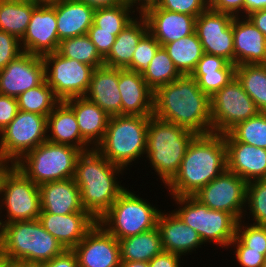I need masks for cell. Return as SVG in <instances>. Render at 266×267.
<instances>
[{
	"instance_id": "6da1fadb",
	"label": "cell",
	"mask_w": 266,
	"mask_h": 267,
	"mask_svg": "<svg viewBox=\"0 0 266 267\" xmlns=\"http://www.w3.org/2000/svg\"><path fill=\"white\" fill-rule=\"evenodd\" d=\"M153 116L196 134L212 133L211 101L191 75L154 91Z\"/></svg>"
},
{
	"instance_id": "7a4b0ae2",
	"label": "cell",
	"mask_w": 266,
	"mask_h": 267,
	"mask_svg": "<svg viewBox=\"0 0 266 267\" xmlns=\"http://www.w3.org/2000/svg\"><path fill=\"white\" fill-rule=\"evenodd\" d=\"M227 169L224 134H197L176 175L164 186L170 196H193Z\"/></svg>"
},
{
	"instance_id": "3957f363",
	"label": "cell",
	"mask_w": 266,
	"mask_h": 267,
	"mask_svg": "<svg viewBox=\"0 0 266 267\" xmlns=\"http://www.w3.org/2000/svg\"><path fill=\"white\" fill-rule=\"evenodd\" d=\"M123 173V168L109 162L96 148L79 154L74 179L80 189L83 209L96 221L126 189L118 180Z\"/></svg>"
},
{
	"instance_id": "277c9868",
	"label": "cell",
	"mask_w": 266,
	"mask_h": 267,
	"mask_svg": "<svg viewBox=\"0 0 266 267\" xmlns=\"http://www.w3.org/2000/svg\"><path fill=\"white\" fill-rule=\"evenodd\" d=\"M65 250L38 219L0 226V254L9 262L45 263Z\"/></svg>"
},
{
	"instance_id": "5b68a950",
	"label": "cell",
	"mask_w": 266,
	"mask_h": 267,
	"mask_svg": "<svg viewBox=\"0 0 266 267\" xmlns=\"http://www.w3.org/2000/svg\"><path fill=\"white\" fill-rule=\"evenodd\" d=\"M197 134L157 117L149 118L145 157L165 186L178 172L192 139Z\"/></svg>"
},
{
	"instance_id": "8992f818",
	"label": "cell",
	"mask_w": 266,
	"mask_h": 267,
	"mask_svg": "<svg viewBox=\"0 0 266 267\" xmlns=\"http://www.w3.org/2000/svg\"><path fill=\"white\" fill-rule=\"evenodd\" d=\"M150 117L111 116L103 140L96 146V149L112 164L125 171L129 170L133 162L145 157ZM128 165L129 168H127Z\"/></svg>"
},
{
	"instance_id": "52a82bcc",
	"label": "cell",
	"mask_w": 266,
	"mask_h": 267,
	"mask_svg": "<svg viewBox=\"0 0 266 267\" xmlns=\"http://www.w3.org/2000/svg\"><path fill=\"white\" fill-rule=\"evenodd\" d=\"M132 191L128 186L97 221L117 240L156 228L158 217L163 211Z\"/></svg>"
},
{
	"instance_id": "ba28073f",
	"label": "cell",
	"mask_w": 266,
	"mask_h": 267,
	"mask_svg": "<svg viewBox=\"0 0 266 267\" xmlns=\"http://www.w3.org/2000/svg\"><path fill=\"white\" fill-rule=\"evenodd\" d=\"M178 209L173 211L195 230L203 243L227 248L236 236L238 220L226 211L209 209L193 196H171Z\"/></svg>"
},
{
	"instance_id": "9c48e42d",
	"label": "cell",
	"mask_w": 266,
	"mask_h": 267,
	"mask_svg": "<svg viewBox=\"0 0 266 267\" xmlns=\"http://www.w3.org/2000/svg\"><path fill=\"white\" fill-rule=\"evenodd\" d=\"M81 151L73 146L48 141L25 154L14 165L36 185L75 176L76 160Z\"/></svg>"
},
{
	"instance_id": "30bf717a",
	"label": "cell",
	"mask_w": 266,
	"mask_h": 267,
	"mask_svg": "<svg viewBox=\"0 0 266 267\" xmlns=\"http://www.w3.org/2000/svg\"><path fill=\"white\" fill-rule=\"evenodd\" d=\"M2 211H6V213L2 215ZM40 212L41 201L39 185H36L13 165L6 172L2 182L0 226L16 221L36 220Z\"/></svg>"
},
{
	"instance_id": "8fae6325",
	"label": "cell",
	"mask_w": 266,
	"mask_h": 267,
	"mask_svg": "<svg viewBox=\"0 0 266 267\" xmlns=\"http://www.w3.org/2000/svg\"><path fill=\"white\" fill-rule=\"evenodd\" d=\"M45 141H47V117L19 110L0 133V158L15 164Z\"/></svg>"
},
{
	"instance_id": "7c38bea8",
	"label": "cell",
	"mask_w": 266,
	"mask_h": 267,
	"mask_svg": "<svg viewBox=\"0 0 266 267\" xmlns=\"http://www.w3.org/2000/svg\"><path fill=\"white\" fill-rule=\"evenodd\" d=\"M42 58L46 81L60 101L85 96L95 70L93 66L65 58L57 51Z\"/></svg>"
},
{
	"instance_id": "4fadbf2b",
	"label": "cell",
	"mask_w": 266,
	"mask_h": 267,
	"mask_svg": "<svg viewBox=\"0 0 266 267\" xmlns=\"http://www.w3.org/2000/svg\"><path fill=\"white\" fill-rule=\"evenodd\" d=\"M210 101L212 132L218 134L227 133L260 112L236 77L211 96Z\"/></svg>"
},
{
	"instance_id": "5bb4252c",
	"label": "cell",
	"mask_w": 266,
	"mask_h": 267,
	"mask_svg": "<svg viewBox=\"0 0 266 267\" xmlns=\"http://www.w3.org/2000/svg\"><path fill=\"white\" fill-rule=\"evenodd\" d=\"M246 190L247 182L226 169L193 197L209 209L226 211L240 221L245 211Z\"/></svg>"
},
{
	"instance_id": "9a60e30c",
	"label": "cell",
	"mask_w": 266,
	"mask_h": 267,
	"mask_svg": "<svg viewBox=\"0 0 266 267\" xmlns=\"http://www.w3.org/2000/svg\"><path fill=\"white\" fill-rule=\"evenodd\" d=\"M234 16L207 9L195 21V32L204 53L216 55L234 64Z\"/></svg>"
},
{
	"instance_id": "2e32d148",
	"label": "cell",
	"mask_w": 266,
	"mask_h": 267,
	"mask_svg": "<svg viewBox=\"0 0 266 267\" xmlns=\"http://www.w3.org/2000/svg\"><path fill=\"white\" fill-rule=\"evenodd\" d=\"M79 267H119V241L98 222L72 249Z\"/></svg>"
},
{
	"instance_id": "e0dca14e",
	"label": "cell",
	"mask_w": 266,
	"mask_h": 267,
	"mask_svg": "<svg viewBox=\"0 0 266 267\" xmlns=\"http://www.w3.org/2000/svg\"><path fill=\"white\" fill-rule=\"evenodd\" d=\"M45 63L41 56L23 52L0 70V94L17 98L45 80Z\"/></svg>"
},
{
	"instance_id": "ac0fdd59",
	"label": "cell",
	"mask_w": 266,
	"mask_h": 267,
	"mask_svg": "<svg viewBox=\"0 0 266 267\" xmlns=\"http://www.w3.org/2000/svg\"><path fill=\"white\" fill-rule=\"evenodd\" d=\"M59 43L55 5H37L20 41L22 51L43 57L56 52Z\"/></svg>"
},
{
	"instance_id": "d6986e66",
	"label": "cell",
	"mask_w": 266,
	"mask_h": 267,
	"mask_svg": "<svg viewBox=\"0 0 266 267\" xmlns=\"http://www.w3.org/2000/svg\"><path fill=\"white\" fill-rule=\"evenodd\" d=\"M141 14L147 21L149 33L162 47L195 32V16L164 10L156 5Z\"/></svg>"
},
{
	"instance_id": "ffe728a7",
	"label": "cell",
	"mask_w": 266,
	"mask_h": 267,
	"mask_svg": "<svg viewBox=\"0 0 266 267\" xmlns=\"http://www.w3.org/2000/svg\"><path fill=\"white\" fill-rule=\"evenodd\" d=\"M38 220L66 250H72L97 223L84 209L66 215L40 213Z\"/></svg>"
},
{
	"instance_id": "44dd1931",
	"label": "cell",
	"mask_w": 266,
	"mask_h": 267,
	"mask_svg": "<svg viewBox=\"0 0 266 267\" xmlns=\"http://www.w3.org/2000/svg\"><path fill=\"white\" fill-rule=\"evenodd\" d=\"M234 65L266 64V37L247 16L232 21Z\"/></svg>"
},
{
	"instance_id": "7402d4cb",
	"label": "cell",
	"mask_w": 266,
	"mask_h": 267,
	"mask_svg": "<svg viewBox=\"0 0 266 267\" xmlns=\"http://www.w3.org/2000/svg\"><path fill=\"white\" fill-rule=\"evenodd\" d=\"M167 212L161 211L157 221L164 251L186 256L193 251L196 253V249L202 248V245L205 246L199 234L186 225L173 210Z\"/></svg>"
},
{
	"instance_id": "603a6c76",
	"label": "cell",
	"mask_w": 266,
	"mask_h": 267,
	"mask_svg": "<svg viewBox=\"0 0 266 267\" xmlns=\"http://www.w3.org/2000/svg\"><path fill=\"white\" fill-rule=\"evenodd\" d=\"M122 115L153 116L154 91L139 73L118 68Z\"/></svg>"
},
{
	"instance_id": "cb8c5ba5",
	"label": "cell",
	"mask_w": 266,
	"mask_h": 267,
	"mask_svg": "<svg viewBox=\"0 0 266 267\" xmlns=\"http://www.w3.org/2000/svg\"><path fill=\"white\" fill-rule=\"evenodd\" d=\"M227 170L246 182L266 178V149L243 142H225Z\"/></svg>"
},
{
	"instance_id": "d4e9b609",
	"label": "cell",
	"mask_w": 266,
	"mask_h": 267,
	"mask_svg": "<svg viewBox=\"0 0 266 267\" xmlns=\"http://www.w3.org/2000/svg\"><path fill=\"white\" fill-rule=\"evenodd\" d=\"M41 212L66 215L83 210L75 179L50 181L39 185Z\"/></svg>"
},
{
	"instance_id": "484cf974",
	"label": "cell",
	"mask_w": 266,
	"mask_h": 267,
	"mask_svg": "<svg viewBox=\"0 0 266 267\" xmlns=\"http://www.w3.org/2000/svg\"><path fill=\"white\" fill-rule=\"evenodd\" d=\"M97 104L110 117L122 115V100L118 89V68H95L84 96Z\"/></svg>"
},
{
	"instance_id": "4316f807",
	"label": "cell",
	"mask_w": 266,
	"mask_h": 267,
	"mask_svg": "<svg viewBox=\"0 0 266 267\" xmlns=\"http://www.w3.org/2000/svg\"><path fill=\"white\" fill-rule=\"evenodd\" d=\"M47 141L73 146L81 152L93 148L81 136L76 116L64 101H60L47 116Z\"/></svg>"
},
{
	"instance_id": "83f0119b",
	"label": "cell",
	"mask_w": 266,
	"mask_h": 267,
	"mask_svg": "<svg viewBox=\"0 0 266 267\" xmlns=\"http://www.w3.org/2000/svg\"><path fill=\"white\" fill-rule=\"evenodd\" d=\"M74 112L81 136L93 147L103 140L110 116L85 97L64 101Z\"/></svg>"
},
{
	"instance_id": "f1b7e54d",
	"label": "cell",
	"mask_w": 266,
	"mask_h": 267,
	"mask_svg": "<svg viewBox=\"0 0 266 267\" xmlns=\"http://www.w3.org/2000/svg\"><path fill=\"white\" fill-rule=\"evenodd\" d=\"M95 8L77 0L55 4L59 41L86 35L93 24Z\"/></svg>"
},
{
	"instance_id": "f546056e",
	"label": "cell",
	"mask_w": 266,
	"mask_h": 267,
	"mask_svg": "<svg viewBox=\"0 0 266 267\" xmlns=\"http://www.w3.org/2000/svg\"><path fill=\"white\" fill-rule=\"evenodd\" d=\"M138 15L116 36L109 53L104 57L105 66L126 69L131 64L138 42L148 32L145 17L141 13Z\"/></svg>"
},
{
	"instance_id": "4dcf8cb0",
	"label": "cell",
	"mask_w": 266,
	"mask_h": 267,
	"mask_svg": "<svg viewBox=\"0 0 266 267\" xmlns=\"http://www.w3.org/2000/svg\"><path fill=\"white\" fill-rule=\"evenodd\" d=\"M121 262H149L163 249L158 227L134 236L119 239Z\"/></svg>"
},
{
	"instance_id": "1f68e13d",
	"label": "cell",
	"mask_w": 266,
	"mask_h": 267,
	"mask_svg": "<svg viewBox=\"0 0 266 267\" xmlns=\"http://www.w3.org/2000/svg\"><path fill=\"white\" fill-rule=\"evenodd\" d=\"M163 47L181 75H191L204 54L196 32L165 44Z\"/></svg>"
},
{
	"instance_id": "d6a6232c",
	"label": "cell",
	"mask_w": 266,
	"mask_h": 267,
	"mask_svg": "<svg viewBox=\"0 0 266 267\" xmlns=\"http://www.w3.org/2000/svg\"><path fill=\"white\" fill-rule=\"evenodd\" d=\"M36 6L35 2L0 0V30L21 41Z\"/></svg>"
},
{
	"instance_id": "836d02e7",
	"label": "cell",
	"mask_w": 266,
	"mask_h": 267,
	"mask_svg": "<svg viewBox=\"0 0 266 267\" xmlns=\"http://www.w3.org/2000/svg\"><path fill=\"white\" fill-rule=\"evenodd\" d=\"M235 77L260 112L266 113V64L236 66Z\"/></svg>"
},
{
	"instance_id": "e575fe53",
	"label": "cell",
	"mask_w": 266,
	"mask_h": 267,
	"mask_svg": "<svg viewBox=\"0 0 266 267\" xmlns=\"http://www.w3.org/2000/svg\"><path fill=\"white\" fill-rule=\"evenodd\" d=\"M225 142H243L266 149V113L239 122L224 134Z\"/></svg>"
},
{
	"instance_id": "d590c367",
	"label": "cell",
	"mask_w": 266,
	"mask_h": 267,
	"mask_svg": "<svg viewBox=\"0 0 266 267\" xmlns=\"http://www.w3.org/2000/svg\"><path fill=\"white\" fill-rule=\"evenodd\" d=\"M57 52L65 58L75 59L94 68L104 66V58L87 34L60 41Z\"/></svg>"
},
{
	"instance_id": "8d00e7d4",
	"label": "cell",
	"mask_w": 266,
	"mask_h": 267,
	"mask_svg": "<svg viewBox=\"0 0 266 267\" xmlns=\"http://www.w3.org/2000/svg\"><path fill=\"white\" fill-rule=\"evenodd\" d=\"M137 14L139 12H137L135 6L129 3L95 8L93 24L98 27V31L121 32Z\"/></svg>"
},
{
	"instance_id": "74e56055",
	"label": "cell",
	"mask_w": 266,
	"mask_h": 267,
	"mask_svg": "<svg viewBox=\"0 0 266 267\" xmlns=\"http://www.w3.org/2000/svg\"><path fill=\"white\" fill-rule=\"evenodd\" d=\"M16 99L19 110L37 113L46 117L60 102L46 79L40 85L23 92Z\"/></svg>"
},
{
	"instance_id": "f35d334b",
	"label": "cell",
	"mask_w": 266,
	"mask_h": 267,
	"mask_svg": "<svg viewBox=\"0 0 266 267\" xmlns=\"http://www.w3.org/2000/svg\"><path fill=\"white\" fill-rule=\"evenodd\" d=\"M181 74L175 68L173 61L169 57L164 47H160L151 62L148 69L142 75L147 85L155 91L160 86L169 84L179 78Z\"/></svg>"
},
{
	"instance_id": "ab89813d",
	"label": "cell",
	"mask_w": 266,
	"mask_h": 267,
	"mask_svg": "<svg viewBox=\"0 0 266 267\" xmlns=\"http://www.w3.org/2000/svg\"><path fill=\"white\" fill-rule=\"evenodd\" d=\"M250 217L251 223L266 226V178L247 182L246 205L242 219Z\"/></svg>"
},
{
	"instance_id": "60d3db41",
	"label": "cell",
	"mask_w": 266,
	"mask_h": 267,
	"mask_svg": "<svg viewBox=\"0 0 266 267\" xmlns=\"http://www.w3.org/2000/svg\"><path fill=\"white\" fill-rule=\"evenodd\" d=\"M160 47V43L148 31L138 42L131 64L126 69L143 75Z\"/></svg>"
},
{
	"instance_id": "b9f144b4",
	"label": "cell",
	"mask_w": 266,
	"mask_h": 267,
	"mask_svg": "<svg viewBox=\"0 0 266 267\" xmlns=\"http://www.w3.org/2000/svg\"><path fill=\"white\" fill-rule=\"evenodd\" d=\"M249 222L244 219L238 221L236 237L250 250L262 251L266 256V226Z\"/></svg>"
},
{
	"instance_id": "7bdbcfd3",
	"label": "cell",
	"mask_w": 266,
	"mask_h": 267,
	"mask_svg": "<svg viewBox=\"0 0 266 267\" xmlns=\"http://www.w3.org/2000/svg\"><path fill=\"white\" fill-rule=\"evenodd\" d=\"M236 70H216L211 73H191L199 88L209 97L226 86L234 77Z\"/></svg>"
},
{
	"instance_id": "ee69618b",
	"label": "cell",
	"mask_w": 266,
	"mask_h": 267,
	"mask_svg": "<svg viewBox=\"0 0 266 267\" xmlns=\"http://www.w3.org/2000/svg\"><path fill=\"white\" fill-rule=\"evenodd\" d=\"M164 10L195 16L209 8V0H159L156 4Z\"/></svg>"
},
{
	"instance_id": "f6af8a7d",
	"label": "cell",
	"mask_w": 266,
	"mask_h": 267,
	"mask_svg": "<svg viewBox=\"0 0 266 267\" xmlns=\"http://www.w3.org/2000/svg\"><path fill=\"white\" fill-rule=\"evenodd\" d=\"M228 248L232 250L235 249V251L231 253H234L235 261H237V264L239 263L241 267L263 266L265 255L262 254V251L250 250V248L246 247L236 236Z\"/></svg>"
},
{
	"instance_id": "bcb514c9",
	"label": "cell",
	"mask_w": 266,
	"mask_h": 267,
	"mask_svg": "<svg viewBox=\"0 0 266 267\" xmlns=\"http://www.w3.org/2000/svg\"><path fill=\"white\" fill-rule=\"evenodd\" d=\"M20 40L15 36L0 30V70L22 54Z\"/></svg>"
},
{
	"instance_id": "7dc6e473",
	"label": "cell",
	"mask_w": 266,
	"mask_h": 267,
	"mask_svg": "<svg viewBox=\"0 0 266 267\" xmlns=\"http://www.w3.org/2000/svg\"><path fill=\"white\" fill-rule=\"evenodd\" d=\"M120 32H106L98 31V27L92 24L89 28L87 35L92 43L96 46L99 54L104 58L110 51L112 45L116 40V36Z\"/></svg>"
},
{
	"instance_id": "c3c4849f",
	"label": "cell",
	"mask_w": 266,
	"mask_h": 267,
	"mask_svg": "<svg viewBox=\"0 0 266 267\" xmlns=\"http://www.w3.org/2000/svg\"><path fill=\"white\" fill-rule=\"evenodd\" d=\"M216 70H236V65L222 57L204 53L192 73H211Z\"/></svg>"
},
{
	"instance_id": "681fc988",
	"label": "cell",
	"mask_w": 266,
	"mask_h": 267,
	"mask_svg": "<svg viewBox=\"0 0 266 267\" xmlns=\"http://www.w3.org/2000/svg\"><path fill=\"white\" fill-rule=\"evenodd\" d=\"M19 111L17 99L0 94V133L14 119Z\"/></svg>"
},
{
	"instance_id": "f907efd6",
	"label": "cell",
	"mask_w": 266,
	"mask_h": 267,
	"mask_svg": "<svg viewBox=\"0 0 266 267\" xmlns=\"http://www.w3.org/2000/svg\"><path fill=\"white\" fill-rule=\"evenodd\" d=\"M245 0H209V9L228 13L232 16H244Z\"/></svg>"
},
{
	"instance_id": "816d5d0a",
	"label": "cell",
	"mask_w": 266,
	"mask_h": 267,
	"mask_svg": "<svg viewBox=\"0 0 266 267\" xmlns=\"http://www.w3.org/2000/svg\"><path fill=\"white\" fill-rule=\"evenodd\" d=\"M180 255L162 250L159 254L153 257L148 263L149 267H183Z\"/></svg>"
},
{
	"instance_id": "f5cc1de1",
	"label": "cell",
	"mask_w": 266,
	"mask_h": 267,
	"mask_svg": "<svg viewBox=\"0 0 266 267\" xmlns=\"http://www.w3.org/2000/svg\"><path fill=\"white\" fill-rule=\"evenodd\" d=\"M45 267H79L73 250H65L61 255L55 256L45 262Z\"/></svg>"
},
{
	"instance_id": "db71d44e",
	"label": "cell",
	"mask_w": 266,
	"mask_h": 267,
	"mask_svg": "<svg viewBox=\"0 0 266 267\" xmlns=\"http://www.w3.org/2000/svg\"><path fill=\"white\" fill-rule=\"evenodd\" d=\"M247 17L266 37V9L253 11Z\"/></svg>"
},
{
	"instance_id": "11a10c76",
	"label": "cell",
	"mask_w": 266,
	"mask_h": 267,
	"mask_svg": "<svg viewBox=\"0 0 266 267\" xmlns=\"http://www.w3.org/2000/svg\"><path fill=\"white\" fill-rule=\"evenodd\" d=\"M94 8L111 7L129 3L127 0H77Z\"/></svg>"
},
{
	"instance_id": "9f6ffc18",
	"label": "cell",
	"mask_w": 266,
	"mask_h": 267,
	"mask_svg": "<svg viewBox=\"0 0 266 267\" xmlns=\"http://www.w3.org/2000/svg\"><path fill=\"white\" fill-rule=\"evenodd\" d=\"M266 9V0H245L244 1V16H247L253 11Z\"/></svg>"
},
{
	"instance_id": "6f0895ef",
	"label": "cell",
	"mask_w": 266,
	"mask_h": 267,
	"mask_svg": "<svg viewBox=\"0 0 266 267\" xmlns=\"http://www.w3.org/2000/svg\"><path fill=\"white\" fill-rule=\"evenodd\" d=\"M129 4H132L135 6V9L137 12L141 13L143 12L146 8L156 5L159 0H127Z\"/></svg>"
},
{
	"instance_id": "680465c9",
	"label": "cell",
	"mask_w": 266,
	"mask_h": 267,
	"mask_svg": "<svg viewBox=\"0 0 266 267\" xmlns=\"http://www.w3.org/2000/svg\"><path fill=\"white\" fill-rule=\"evenodd\" d=\"M10 163V164H9ZM10 161L4 160L0 158V196H1V189H2V182L6 172L13 166Z\"/></svg>"
},
{
	"instance_id": "91938a15",
	"label": "cell",
	"mask_w": 266,
	"mask_h": 267,
	"mask_svg": "<svg viewBox=\"0 0 266 267\" xmlns=\"http://www.w3.org/2000/svg\"><path fill=\"white\" fill-rule=\"evenodd\" d=\"M119 267H149V263L143 261L121 262Z\"/></svg>"
},
{
	"instance_id": "94428289",
	"label": "cell",
	"mask_w": 266,
	"mask_h": 267,
	"mask_svg": "<svg viewBox=\"0 0 266 267\" xmlns=\"http://www.w3.org/2000/svg\"><path fill=\"white\" fill-rule=\"evenodd\" d=\"M19 267H45V263H37V262H25L18 261L15 262Z\"/></svg>"
},
{
	"instance_id": "6125c7cd",
	"label": "cell",
	"mask_w": 266,
	"mask_h": 267,
	"mask_svg": "<svg viewBox=\"0 0 266 267\" xmlns=\"http://www.w3.org/2000/svg\"><path fill=\"white\" fill-rule=\"evenodd\" d=\"M63 1H66V0H34V2L37 5H49V6L61 3Z\"/></svg>"
},
{
	"instance_id": "be15d7a7",
	"label": "cell",
	"mask_w": 266,
	"mask_h": 267,
	"mask_svg": "<svg viewBox=\"0 0 266 267\" xmlns=\"http://www.w3.org/2000/svg\"><path fill=\"white\" fill-rule=\"evenodd\" d=\"M9 262V260L0 254V267H5V265Z\"/></svg>"
},
{
	"instance_id": "e7e4bbea",
	"label": "cell",
	"mask_w": 266,
	"mask_h": 267,
	"mask_svg": "<svg viewBox=\"0 0 266 267\" xmlns=\"http://www.w3.org/2000/svg\"><path fill=\"white\" fill-rule=\"evenodd\" d=\"M5 267H19L15 262H8Z\"/></svg>"
},
{
	"instance_id": "03108f58",
	"label": "cell",
	"mask_w": 266,
	"mask_h": 267,
	"mask_svg": "<svg viewBox=\"0 0 266 267\" xmlns=\"http://www.w3.org/2000/svg\"><path fill=\"white\" fill-rule=\"evenodd\" d=\"M12 1L34 2V0H12Z\"/></svg>"
},
{
	"instance_id": "003e7915",
	"label": "cell",
	"mask_w": 266,
	"mask_h": 267,
	"mask_svg": "<svg viewBox=\"0 0 266 267\" xmlns=\"http://www.w3.org/2000/svg\"><path fill=\"white\" fill-rule=\"evenodd\" d=\"M262 267H266V256Z\"/></svg>"
}]
</instances>
